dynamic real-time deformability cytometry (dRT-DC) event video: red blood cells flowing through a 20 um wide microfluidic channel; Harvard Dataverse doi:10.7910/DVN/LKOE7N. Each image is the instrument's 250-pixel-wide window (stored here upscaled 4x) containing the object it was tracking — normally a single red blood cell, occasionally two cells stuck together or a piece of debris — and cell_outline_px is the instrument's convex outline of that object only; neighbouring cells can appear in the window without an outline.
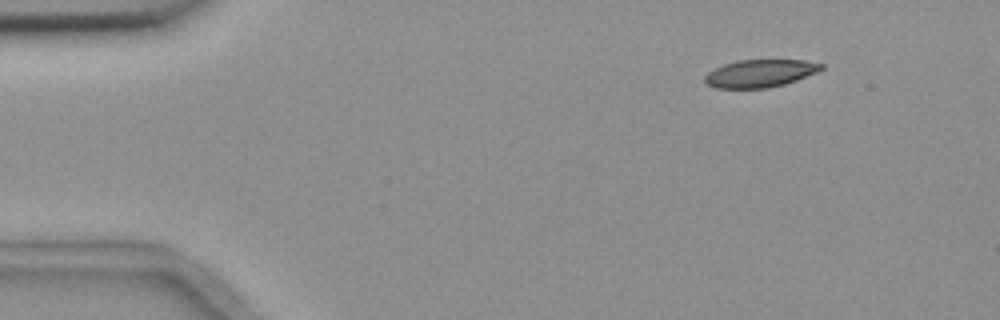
{"species": "common noctule bat (a hibernating species)", "species_latin": "Nyctalus noctula", "temperature_condition": "room temperature", "stored_images_in_passage": 5, "camera_frame_rate_fps": 3000, "um_per_image_px": 0.085, "animal": {"sex": "female", "body_mass_g": 18.4}, "frame": {"image": 1, "passage_image": 1, "time_ms": 0.0, "image_size_px": [1000, 320], "cell_outline_px": [[824, 68], [816, 72], [796, 80], [784, 84], [768, 88], [716, 88], [704, 84], [704, 76], [708, 72], [724, 64], [736, 60], [804, 60], [824, 64]], "centroid_in_image_um": [64.57, 6.24], "position_along_channel_um": 20.4, "area_um2": 18.79}}
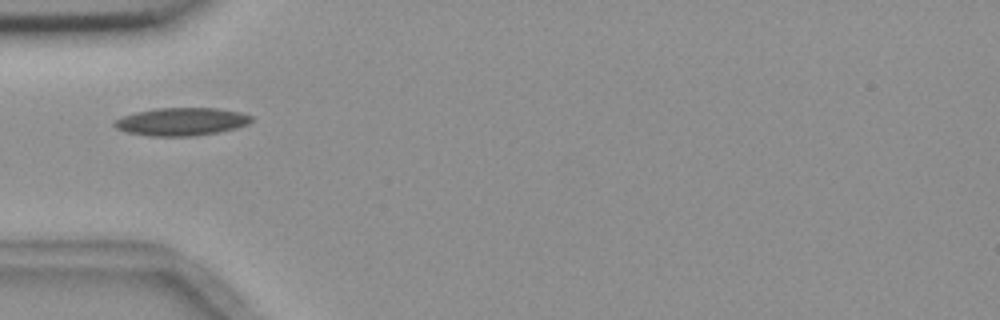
{"frame": {"image": 2, "passage_image": 4, "time_ms": 3.667, "image_size_px": [1000, 320], "cell_outline_px": [[252, 120], [248, 124], [236, 128], [196, 136], [148, 136], [128, 132], [116, 128], [112, 124], [112, 120], [136, 112], [156, 108], [220, 108], [240, 112], [252, 116]], "centroid_in_image_um": [15.41, 10.34], "position_along_channel_um": 69.6, "area_um2": 22.31}}